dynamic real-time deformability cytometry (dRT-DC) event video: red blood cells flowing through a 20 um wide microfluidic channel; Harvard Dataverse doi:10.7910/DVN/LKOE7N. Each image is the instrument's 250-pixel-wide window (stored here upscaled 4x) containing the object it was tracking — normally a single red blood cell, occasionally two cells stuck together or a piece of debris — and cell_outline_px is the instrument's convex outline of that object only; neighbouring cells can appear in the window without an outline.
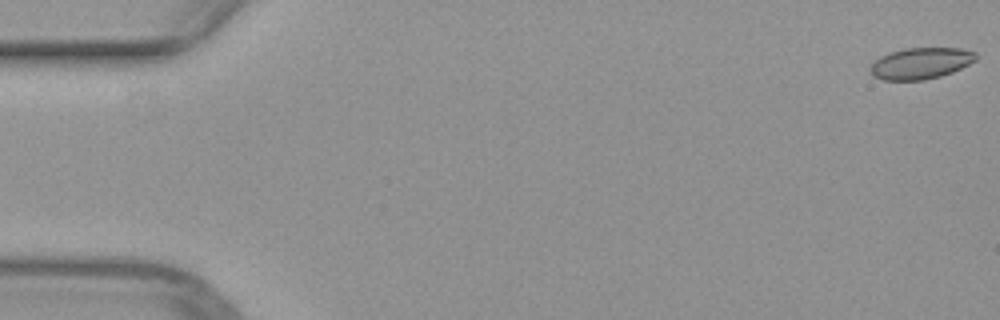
{"species": "common noctule bat (a hibernating species)", "species_latin": "Nyctalus noctula", "temperature_condition": "warm", "stored_images_in_passage": 11, "camera_frame_rate_fps": 3000, "um_per_image_px": 0.085, "animal": {"sex": "female", "body_mass_g": 29.2, "forearm_length_mm": 56.3}, "frame": {"image": 1, "passage_image": 1, "time_ms": 0.0, "image_size_px": [1000, 320], "cell_outline_px": [[976, 60], [952, 72], [940, 76], [924, 80], [884, 80], [872, 76], [868, 68], [880, 56], [888, 52], [904, 48], [960, 48], [976, 52]], "centroid_in_image_um": [78.22, 5.38], "position_along_channel_um": 6.8, "area_um2": 19.36}}